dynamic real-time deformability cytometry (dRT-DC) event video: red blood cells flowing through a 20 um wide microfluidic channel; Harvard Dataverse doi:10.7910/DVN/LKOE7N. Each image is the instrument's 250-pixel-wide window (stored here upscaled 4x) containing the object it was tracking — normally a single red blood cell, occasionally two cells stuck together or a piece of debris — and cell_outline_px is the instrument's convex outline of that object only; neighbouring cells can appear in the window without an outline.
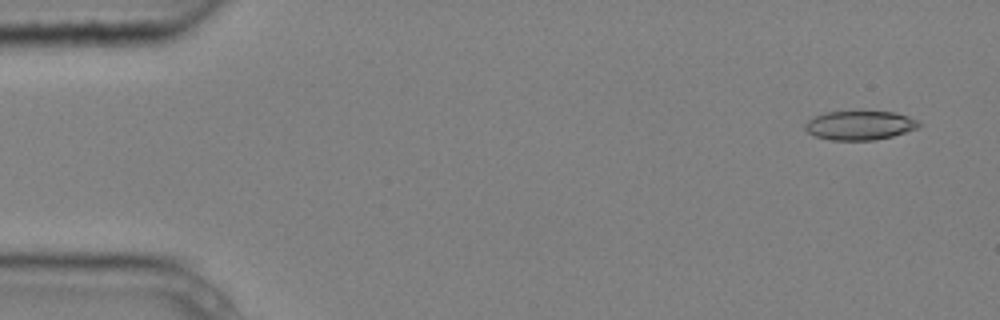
{"species": "common noctule bat (a hibernating species)", "species_latin": "Nyctalus noctula", "temperature_condition": "cold", "stored_images_in_passage": 7, "camera_frame_rate_fps": 3000, "um_per_image_px": 0.085, "animal": {"sex": "male", "body_mass_g": 20.4}, "frame": {"image": 1, "passage_image": 1, "time_ms": 0.0, "image_size_px": [1000, 320], "cell_outline_px": [[920, 124], [916, 128], [892, 136], [876, 140], [832, 140], [816, 136], [808, 132], [804, 128], [804, 124], [808, 120], [824, 112], [860, 108], [896, 112], [908, 116], [916, 120]], "centroid_in_image_um": [73.06, 10.59], "position_along_channel_um": 11.9, "area_um2": 20.06}}
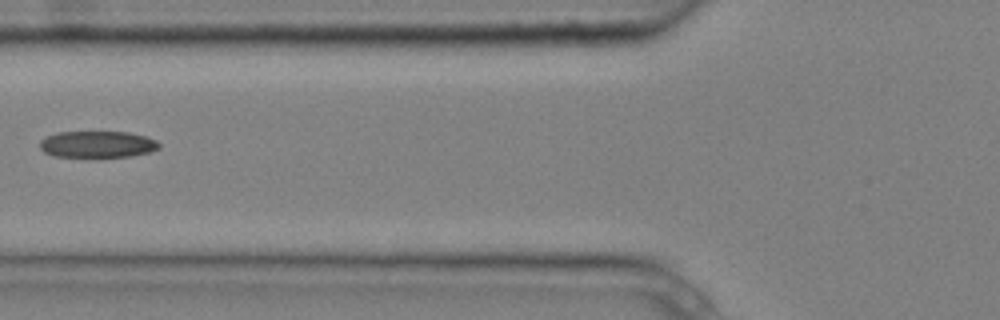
{"frame": {"image": 2, "passage_image": 6, "time_ms": 1.667, "image_size_px": [1000, 320], "cell_outline_px": [[160, 148], [148, 152], [132, 156], [56, 156], [44, 152], [40, 148], [40, 140], [56, 132], [128, 132], [144, 136], [156, 140], [160, 144]], "centroid_in_image_um": [8.29, 12.25], "position_along_channel_um": 117.5, "area_um2": 18.21}}
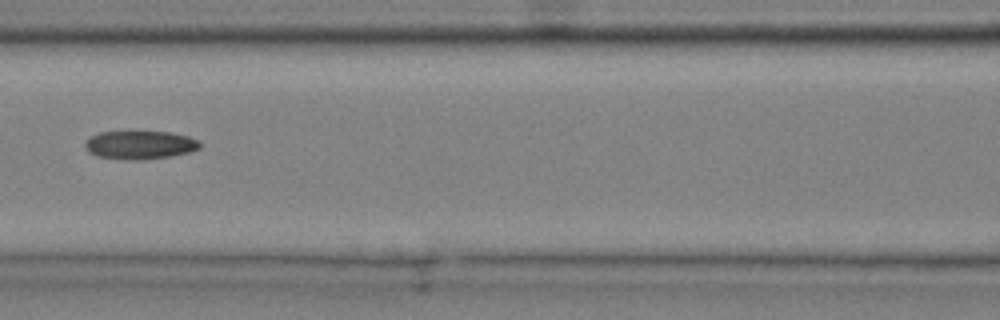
{"frame": {"image": 3, "passage_image": 7, "time_ms": 2.0, "image_size_px": [1000, 320], "cell_outline_px": [[200, 148], [188, 152], [172, 156], [144, 160], [124, 160], [96, 156], [88, 152], [84, 144], [92, 136], [100, 132], [172, 132], [188, 136], [196, 140], [200, 144]], "centroid_in_image_um": [11.88, 12.33], "position_along_channel_um": 154.7, "area_um2": 18.96}}